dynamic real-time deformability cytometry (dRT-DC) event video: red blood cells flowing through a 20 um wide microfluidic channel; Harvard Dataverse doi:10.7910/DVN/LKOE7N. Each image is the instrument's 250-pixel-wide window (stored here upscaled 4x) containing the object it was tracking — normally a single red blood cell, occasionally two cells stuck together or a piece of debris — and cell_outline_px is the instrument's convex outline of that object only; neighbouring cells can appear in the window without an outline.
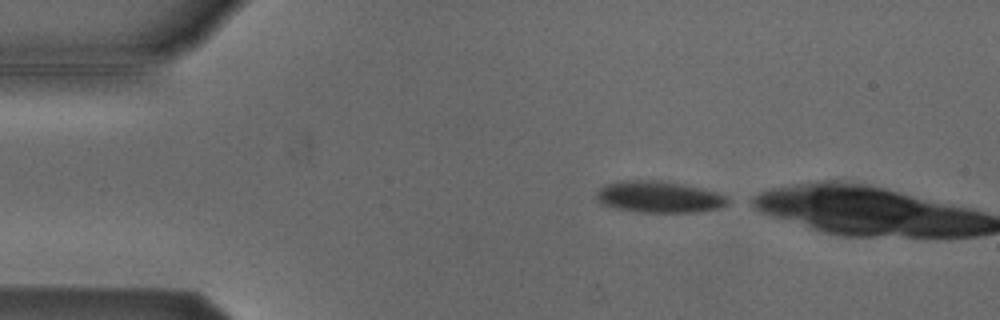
{"species": "Egyptian fruit bat (a non-hibernating species)", "species_latin": "Rousettus aegyptiacus", "temperature_condition": "cold", "stored_images_in_passage": 2, "camera_frame_rate_fps": 3000, "um_per_image_px": 0.085, "animal": {"sex": "male"}, "frame": {"image": 1, "passage_image": 1, "time_ms": 0.0, "image_size_px": [1000, 320], "cell_outline_px": [[736, 200], [720, 208], [696, 212], [636, 212], [616, 208], [600, 204], [596, 200], [596, 192], [604, 184], [616, 180], [660, 180], [684, 184], [716, 192], [728, 196]], "centroid_in_image_um": [56.03, 16.73], "position_along_channel_um": 29.0, "area_um2": 24.74}}